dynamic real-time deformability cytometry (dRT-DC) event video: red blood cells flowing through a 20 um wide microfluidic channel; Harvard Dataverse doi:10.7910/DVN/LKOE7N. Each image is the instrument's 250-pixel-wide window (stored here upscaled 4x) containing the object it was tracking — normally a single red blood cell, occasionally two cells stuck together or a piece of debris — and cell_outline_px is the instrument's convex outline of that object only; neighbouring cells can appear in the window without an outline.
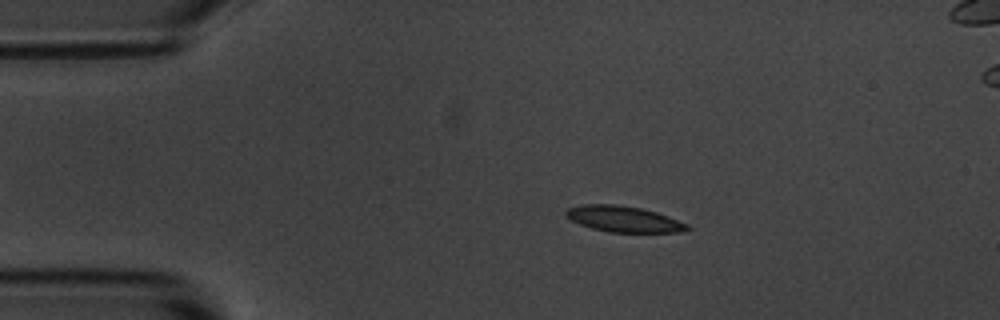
{"species": "common noctule bat (a hibernating species)", "species_latin": "Nyctalus noctula", "temperature_condition": "room temperature", "stored_images_in_passage": 48, "camera_frame_rate_fps": 3000, "um_per_image_px": 0.085, "animal": {"sex": "male", "body_mass_g": 20.1, "forearm_length_mm": 53.5}, "frame": {"image": 1, "passage_image": 10, "time_ms": 3.0, "image_size_px": [1000, 320], "cell_outline_px": [[692, 228], [680, 232], [608, 232], [592, 228], [580, 224], [564, 216], [564, 212], [568, 208], [580, 204], [616, 204], [640, 208], [656, 212], [668, 216], [688, 224]], "centroid_in_image_um": [52.99, 18.61], "position_along_channel_um": 32.0, "area_um2": 18.38}}
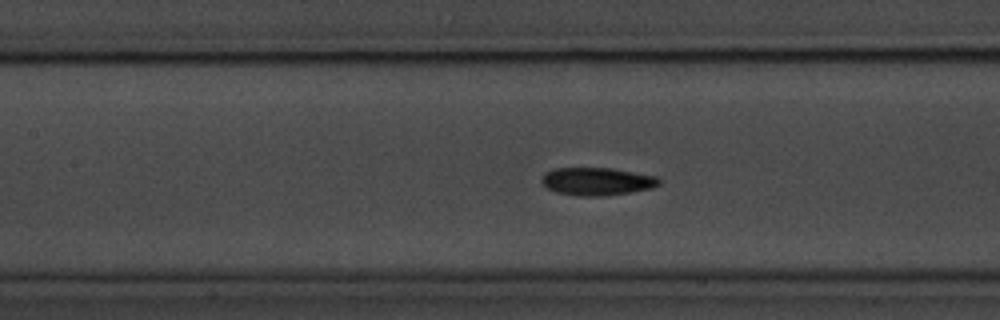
{"frame": {"image": 2, "passage_image": 24, "time_ms": 7.667, "image_size_px": [1000, 320], "cell_outline_px": [[660, 184], [652, 188], [628, 192], [600, 196], [580, 196], [556, 192], [548, 188], [540, 180], [544, 172], [556, 168], [612, 168], [656, 176], [660, 180]], "centroid_in_image_um": [50.72, 15.41], "position_along_channel_um": 156.7, "area_um2": 18.9}}
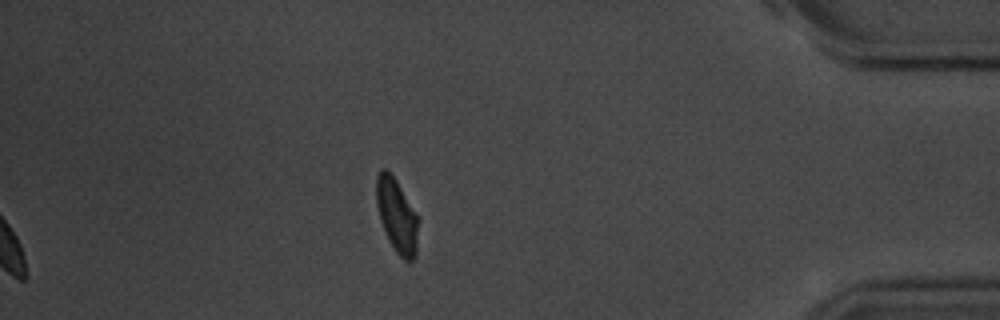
{"frame": {"image": 3, "passage_image": 48, "time_ms": 15.667, "image_size_px": [1000, 320], "cell_outline_px": [[420, 220], [416, 256], [412, 260], [404, 260], [396, 252], [388, 240], [380, 220], [376, 204], [376, 176], [380, 168], [384, 168], [396, 180], [416, 212]], "centroid_in_image_um": [33.75, 18.34], "position_along_channel_um": 401.5, "area_um2": 18.32}, "authors_computed_cell_mechanics": {"area_um2": 18.3804, "velocity_mm_per_s": 3.5848, "shape_relaxation_time_tau1_ms": 3.5019, "shape_relaxation_time_tau2_ms": 4.8846, "deformation_change_tau1": 0.1332, "deformation_change_tau2": 0.1061}}